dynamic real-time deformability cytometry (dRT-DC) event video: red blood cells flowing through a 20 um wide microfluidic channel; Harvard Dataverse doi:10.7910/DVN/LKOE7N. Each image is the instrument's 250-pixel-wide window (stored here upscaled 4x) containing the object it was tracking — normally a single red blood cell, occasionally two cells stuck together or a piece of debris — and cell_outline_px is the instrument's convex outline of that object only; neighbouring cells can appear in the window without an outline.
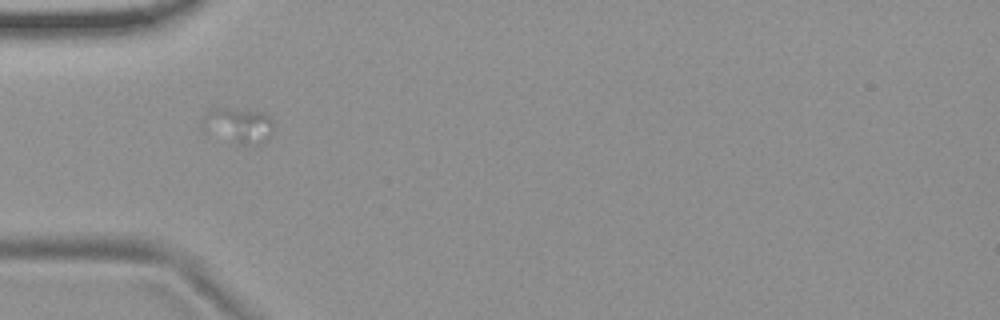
{"species": "common noctule bat (a hibernating species)", "species_latin": "Nyctalus noctula", "temperature_condition": "room temperature", "stored_images_in_passage": 2, "camera_frame_rate_fps": 3000, "um_per_image_px": 0.085, "animal": {"sex": "female", "body_mass_g": 19.9}, "frame": {"image": 1, "passage_image": 1, "time_ms": 0.0, "image_size_px": [1000, 320], "cell_outline_px": [[272, 124], [268, 136], [260, 144], [236, 144], [204, 132], [200, 128], [200, 120], [212, 108], [228, 108], [268, 112], [272, 120]], "centroid_in_image_um": [20.18, 10.64], "position_along_channel_um": 64.8, "area_um2": 14.97}}